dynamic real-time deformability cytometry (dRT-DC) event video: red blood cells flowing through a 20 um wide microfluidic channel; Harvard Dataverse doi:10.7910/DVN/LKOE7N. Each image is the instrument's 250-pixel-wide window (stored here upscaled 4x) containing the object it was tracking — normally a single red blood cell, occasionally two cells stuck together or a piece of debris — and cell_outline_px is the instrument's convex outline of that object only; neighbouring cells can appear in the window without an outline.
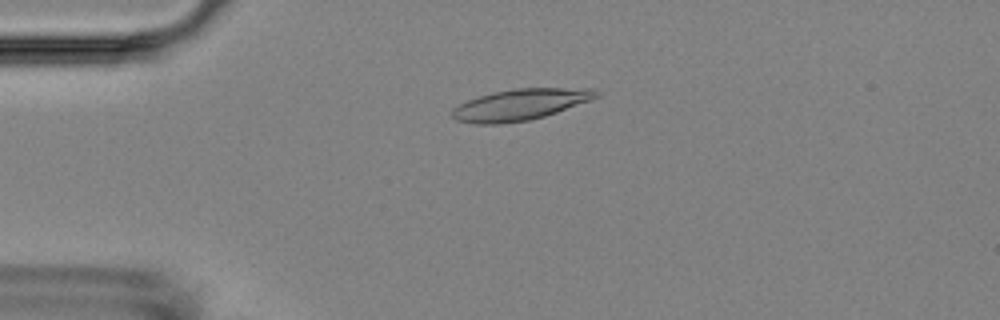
{"species": "Egyptian fruit bat (a non-hibernating species)", "species_latin": "Rousettus aegyptiacus", "temperature_condition": "room temperature", "stored_images_in_passage": 51, "camera_frame_rate_fps": 3000, "um_per_image_px": 0.085, "animal": {"sex": "female"}, "frame": {"image": 1, "passage_image": 8, "time_ms": 2.333, "image_size_px": [1000, 320], "cell_outline_px": [[600, 96], [592, 100], [544, 116], [528, 120], [500, 124], [476, 124], [456, 120], [452, 116], [452, 108], [468, 100], [492, 92], [512, 88], [596, 88], [600, 92]], "centroid_in_image_um": [44.26, 8.88], "position_along_channel_um": 40.7, "area_um2": 26.3}}
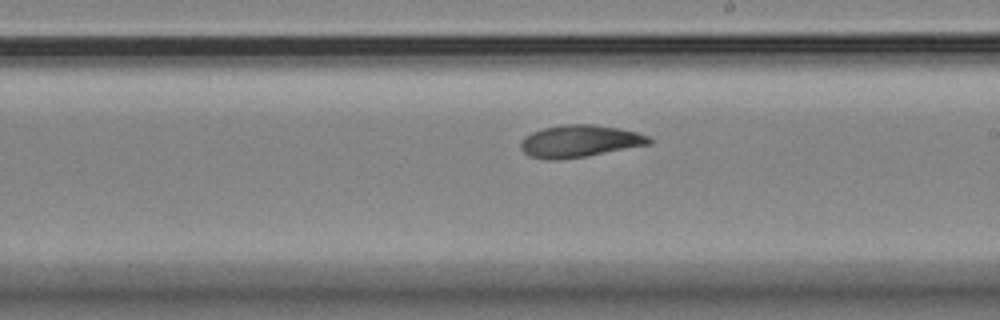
{"frame": {"image": 2, "passage_image": 27, "time_ms": 8.667, "image_size_px": [1000, 320], "cell_outline_px": [[652, 144], [584, 156], [556, 160], [548, 160], [528, 156], [520, 148], [520, 144], [524, 136], [532, 132], [544, 128], [564, 124], [592, 124], [616, 128], [636, 132], [652, 136]], "centroid_in_image_um": [49.26, 12.0], "position_along_channel_um": 239.7, "area_um2": 24.04}}
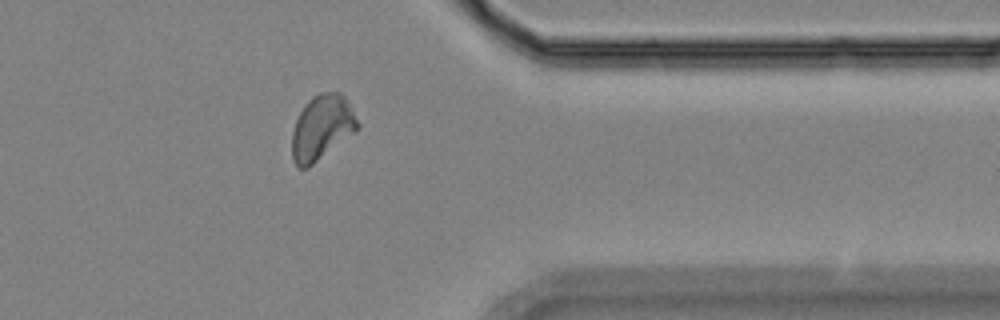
{"frame": {"image": 3, "passage_image": 40, "time_ms": 13.0, "image_size_px": [1000, 320], "cell_outline_px": [[360, 124], [356, 132], [308, 168], [300, 168], [292, 160], [292, 132], [296, 120], [304, 104], [312, 96], [320, 92], [340, 92], [344, 96]], "centroid_in_image_um": [27.35, 10.84], "position_along_channel_um": 384.0, "area_um2": 24.85}, "authors_computed_cell_mechanics": {"area_um2": 24.0448, "velocity_mm_per_s": 3.5698, "shape_relaxation_time_tau1_ms": 6.2559, "shape_relaxation_time_tau2_ms": 3.2289, "deformation_change_tau1": 0.1612, "deformation_change_tau2": 0.0784}}